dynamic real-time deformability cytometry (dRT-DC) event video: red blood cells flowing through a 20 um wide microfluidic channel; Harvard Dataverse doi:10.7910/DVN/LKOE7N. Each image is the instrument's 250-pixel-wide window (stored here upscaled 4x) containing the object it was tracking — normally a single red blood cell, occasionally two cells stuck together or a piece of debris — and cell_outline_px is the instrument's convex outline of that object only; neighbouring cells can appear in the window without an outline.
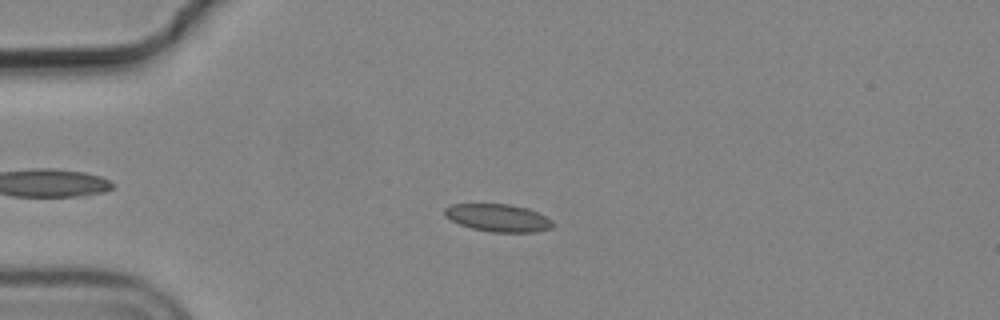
{"species": "common noctule bat (a hibernating species)", "species_latin": "Nyctalus noctula", "temperature_condition": "cold", "stored_images_in_passage": 54, "camera_frame_rate_fps": 3000, "um_per_image_px": 0.085, "animal": {"sex": "male", "body_mass_g": 19.2, "forearm_length_mm": 51.8}, "frame": {"image": 1, "passage_image": 12, "time_ms": 3.667, "image_size_px": [1000, 320], "cell_outline_px": [[556, 224], [552, 228], [536, 232], [492, 232], [472, 228], [460, 224], [444, 216], [444, 208], [452, 204], [508, 204], [528, 208], [552, 220]], "centroid_in_image_um": [42.35, 18.52], "position_along_channel_um": 42.6, "area_um2": 17.4}}
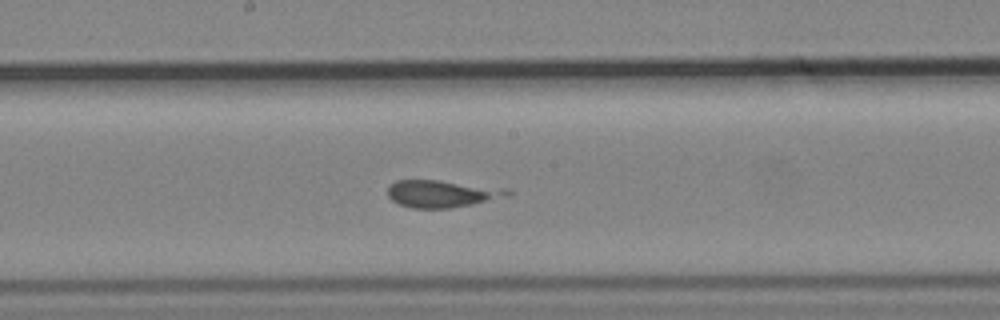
{"frame": {"image": 2, "passage_image": 28, "time_ms": 9.0, "image_size_px": [1000, 320], "cell_outline_px": [[512, 196], [452, 208], [412, 208], [400, 204], [392, 200], [388, 196], [388, 188], [396, 180], [436, 180], [504, 188], [512, 192]], "centroid_in_image_um": [37.59, 16.47], "position_along_channel_um": 210.6, "area_um2": 18.9}}
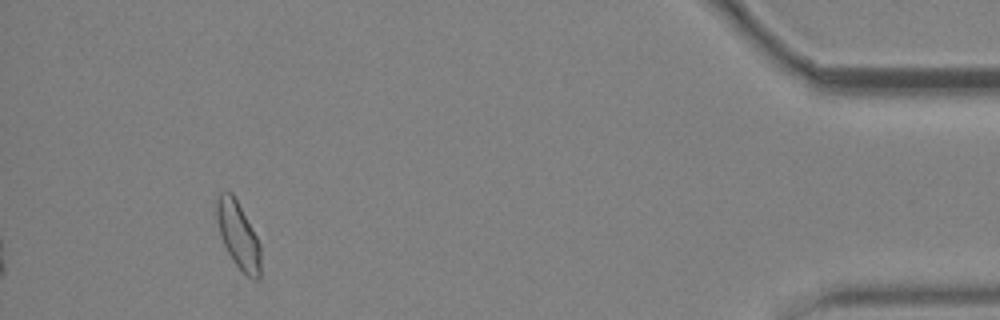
{"frame": {"image": 3, "passage_image": 50, "time_ms": 16.333, "image_size_px": [1000, 320], "cell_outline_px": [[260, 280], [252, 280], [232, 260], [220, 236], [216, 216], [216, 200], [220, 192], [232, 192], [256, 236], [260, 244]], "centroid_in_image_um": [20.24, 20.0], "position_along_channel_um": 415.0, "area_um2": 16.88}}